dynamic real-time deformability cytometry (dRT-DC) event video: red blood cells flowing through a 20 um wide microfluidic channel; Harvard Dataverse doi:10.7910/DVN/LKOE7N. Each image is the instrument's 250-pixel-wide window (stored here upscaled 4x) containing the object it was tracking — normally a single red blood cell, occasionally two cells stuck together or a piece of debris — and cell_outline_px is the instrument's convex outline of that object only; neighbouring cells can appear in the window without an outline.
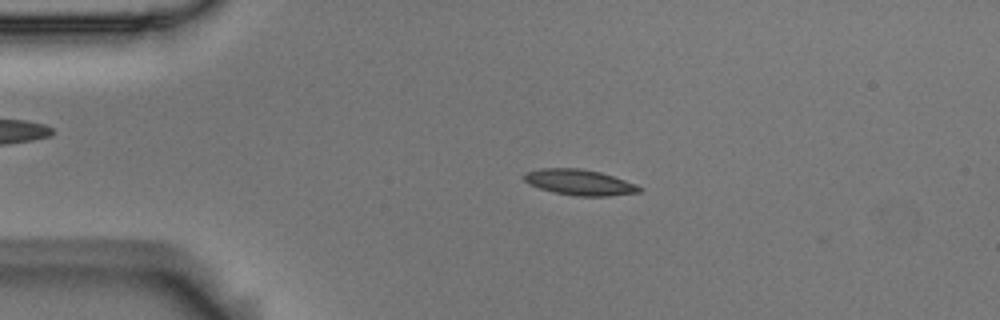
{"species": "Egyptian fruit bat (a non-hibernating species)", "species_latin": "Rousettus aegyptiacus", "temperature_condition": "room temperature", "stored_images_in_passage": 53, "camera_frame_rate_fps": 3000, "um_per_image_px": 0.085, "animal": {"sex": "male"}, "frame": {"image": 1, "passage_image": 10, "time_ms": 3.0, "image_size_px": [1000, 320], "cell_outline_px": [[644, 188], [640, 192], [608, 196], [576, 196], [556, 192], [540, 188], [528, 184], [520, 176], [524, 172], [540, 168], [580, 168], [600, 172], [636, 184]], "centroid_in_image_um": [49.22, 15.49], "position_along_channel_um": 35.8, "area_um2": 17.34}}
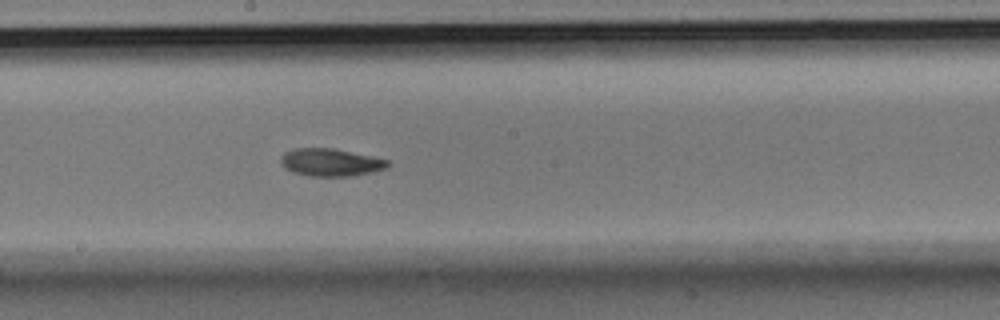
{"frame": {"image": 2, "passage_image": 28, "time_ms": 9.0, "image_size_px": [1000, 320], "cell_outline_px": [[392, 164], [388, 168], [372, 172], [352, 176], [308, 176], [292, 172], [284, 168], [280, 160], [284, 152], [292, 148], [332, 148], [372, 156], [388, 160]], "centroid_in_image_um": [28.11, 13.8], "position_along_channel_um": 220.1, "area_um2": 17.4}}
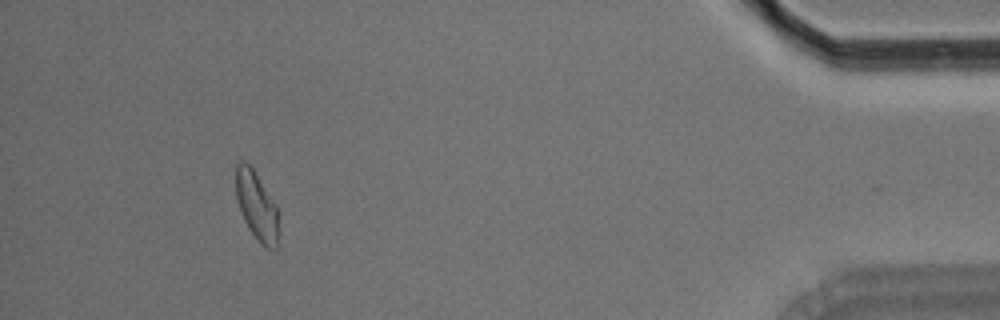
{"frame": {"image": 3, "passage_image": 49, "time_ms": 16.0, "image_size_px": [1000, 320], "cell_outline_px": [[276, 248], [264, 248], [256, 240], [248, 228], [244, 220], [236, 196], [236, 164], [240, 160], [244, 160], [252, 168], [276, 204]], "centroid_in_image_um": [21.77, 17.48], "position_along_channel_um": 413.4, "area_um2": 16.59}, "authors_computed_cell_mechanics": {"area_um2": 17.1666, "velocity_mm_per_s": 3.6591, "shape_relaxation_time_tau1_ms": 6.012, "shape_relaxation_time_tau2_ms": 4.7107, "deformation_change_tau1": 0.1473, "deformation_change_tau2": 0.0934}}